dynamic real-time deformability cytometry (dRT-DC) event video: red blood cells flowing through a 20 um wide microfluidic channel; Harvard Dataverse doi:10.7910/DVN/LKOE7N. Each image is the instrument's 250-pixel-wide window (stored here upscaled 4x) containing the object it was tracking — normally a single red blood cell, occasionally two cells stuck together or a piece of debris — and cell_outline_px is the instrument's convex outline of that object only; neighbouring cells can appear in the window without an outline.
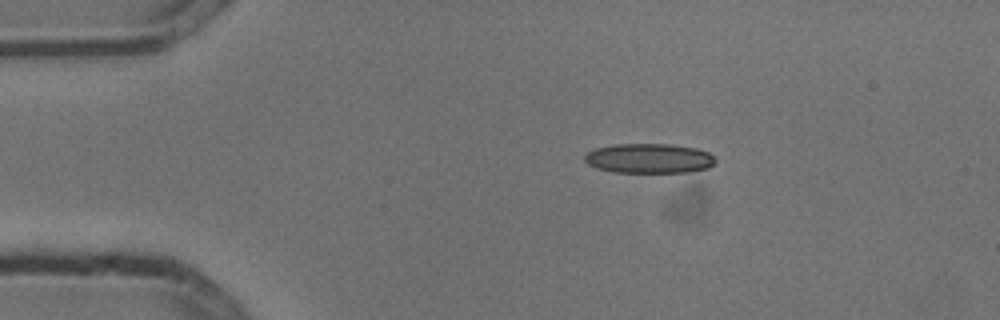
{"species": "common noctule bat (a hibernating species)", "species_latin": "Nyctalus noctula", "temperature_condition": "cold", "stored_images_in_passage": 4, "camera_frame_rate_fps": 3000, "um_per_image_px": 0.085, "animal": {"sex": "male", "body_mass_g": 13.3}, "frame": {"image": 1, "passage_image": 1, "time_ms": 0.0, "image_size_px": [1000, 320], "cell_outline_px": [[716, 160], [708, 168], [688, 172], [612, 172], [596, 168], [588, 164], [584, 160], [584, 156], [588, 152], [596, 148], [616, 144], [672, 144], [696, 148], [708, 152]], "centroid_in_image_um": [55.16, 13.46], "position_along_channel_um": 29.8, "area_um2": 22.6}}
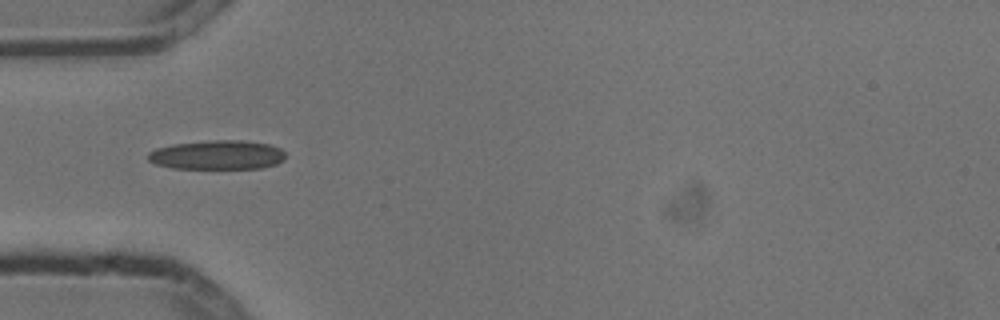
{"frame": {"image": 2, "passage_image": 3, "time_ms": 0.667, "image_size_px": [1000, 320], "cell_outline_px": [[284, 160], [276, 164], [260, 168], [172, 168], [156, 164], [148, 160], [148, 152], [156, 148], [172, 144], [208, 140], [240, 140], [268, 144], [280, 148], [284, 152]], "centroid_in_image_um": [18.45, 13.16], "position_along_channel_um": 66.6, "area_um2": 23.35}}
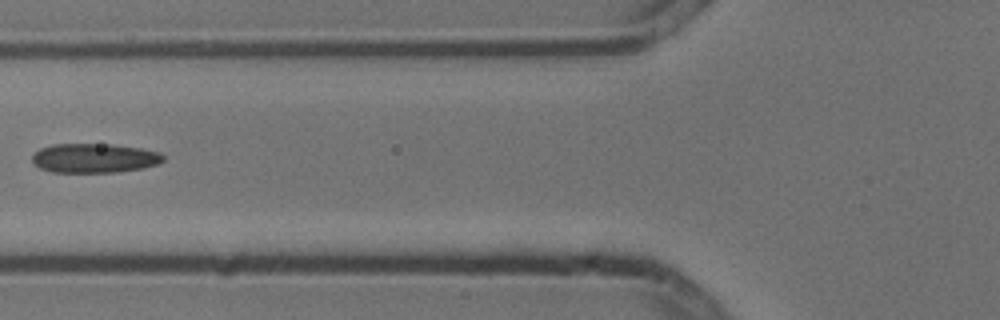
{"frame": {"image": 3, "passage_image": 4, "time_ms": 1.0, "image_size_px": [1000, 320], "cell_outline_px": [[164, 160], [156, 164], [144, 168], [116, 172], [52, 172], [40, 168], [32, 164], [32, 156], [40, 148], [52, 144], [112, 144], [140, 148], [160, 152], [164, 156]], "centroid_in_image_um": [8.0, 13.44], "position_along_channel_um": 117.8, "area_um2": 22.48}}